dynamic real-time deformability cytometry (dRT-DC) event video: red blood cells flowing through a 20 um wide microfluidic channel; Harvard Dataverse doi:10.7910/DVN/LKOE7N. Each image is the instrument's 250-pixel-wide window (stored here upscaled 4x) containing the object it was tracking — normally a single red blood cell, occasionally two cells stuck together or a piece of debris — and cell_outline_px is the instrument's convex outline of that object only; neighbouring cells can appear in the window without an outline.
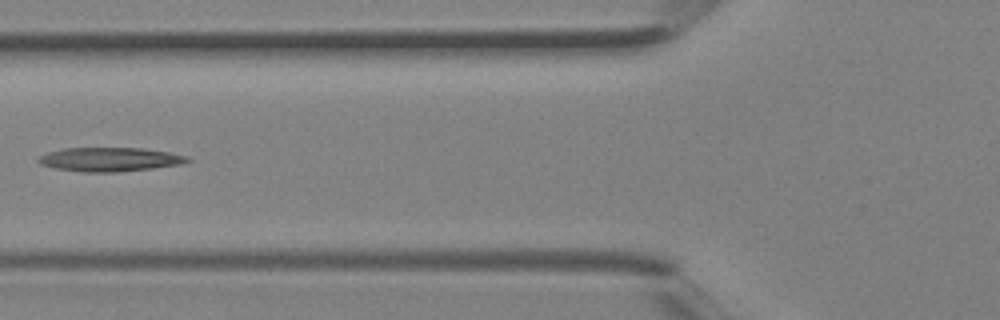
{"species": "Egyptian fruit bat (a non-hibernating species)", "species_latin": "Rousettus aegyptiacus", "temperature_condition": "room temperature", "stored_images_in_passage": 4, "camera_frame_rate_fps": 3000, "um_per_image_px": 0.085, "animal": {"sex": "female"}, "frame": {"image": 1, "passage_image": 4, "time_ms": 1.0, "image_size_px": [1000, 320], "cell_outline_px": [[192, 160], [180, 164], [152, 168], [116, 172], [80, 172], [56, 168], [40, 164], [36, 160], [40, 156], [48, 152], [64, 148], [140, 148], [168, 152], [188, 156]], "centroid_in_image_um": [9.31, 13.55], "position_along_channel_um": 116.5, "area_um2": 20.69}}